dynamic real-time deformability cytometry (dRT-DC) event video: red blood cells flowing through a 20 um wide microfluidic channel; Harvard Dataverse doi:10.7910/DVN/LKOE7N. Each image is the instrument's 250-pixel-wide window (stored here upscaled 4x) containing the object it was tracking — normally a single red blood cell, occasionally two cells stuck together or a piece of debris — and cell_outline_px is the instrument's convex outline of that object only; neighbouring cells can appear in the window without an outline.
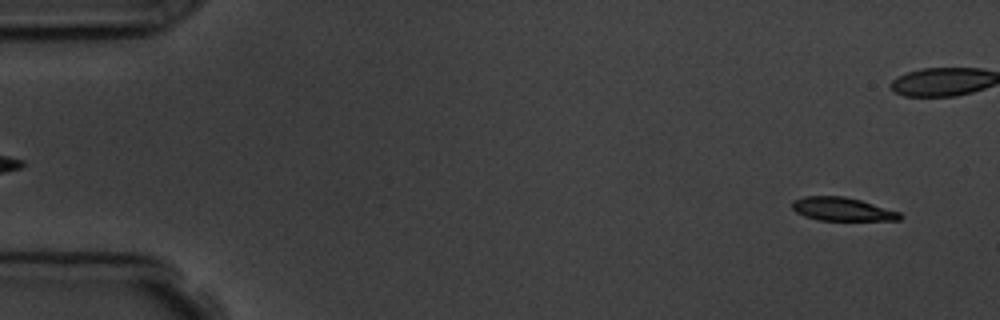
{"species": "common noctule bat (a hibernating species)", "species_latin": "Nyctalus noctula", "temperature_condition": "room temperature", "stored_images_in_passage": 5, "segment_of_instrument_passage": [2, 2], "camera_frame_rate_fps": 3000, "um_per_image_px": 0.085, "animal": {"sex": "male", "body_mass_g": 19.5, "forearm_length_mm": 54.6}, "frame": {"image": 1, "passage_image": 5, "time_ms": 5.333, "image_size_px": [1000, 320], "cell_outline_px": [[904, 216], [900, 220], [816, 220], [804, 216], [796, 212], [792, 208], [792, 200], [804, 196], [844, 196], [860, 200], [900, 212]], "centroid_in_image_um": [71.57, 17.78], "position_along_channel_um": 13.4, "area_um2": 14.74}}